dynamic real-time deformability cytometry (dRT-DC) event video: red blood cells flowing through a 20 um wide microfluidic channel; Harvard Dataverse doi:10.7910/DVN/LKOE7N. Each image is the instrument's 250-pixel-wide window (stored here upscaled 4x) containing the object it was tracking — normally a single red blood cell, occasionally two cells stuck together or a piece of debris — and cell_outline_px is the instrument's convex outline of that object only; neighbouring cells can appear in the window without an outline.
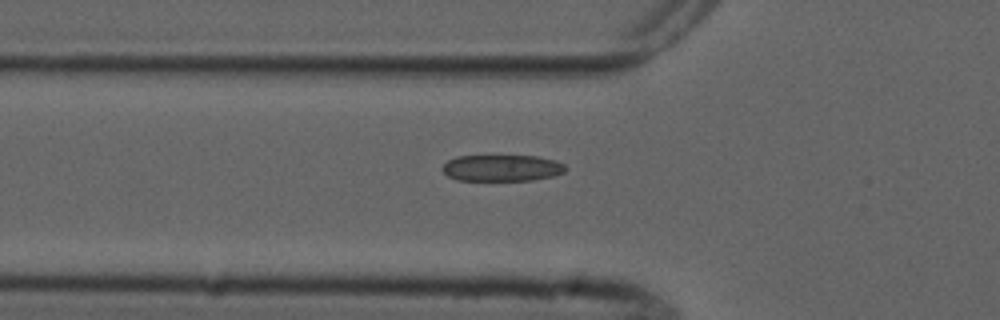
{"species": "common noctule bat (a hibernating species)", "species_latin": "Nyctalus noctula", "temperature_condition": "cold", "stored_images_in_passage": 6, "camera_frame_rate_fps": 3000, "um_per_image_px": 0.085, "animal": {"sex": "male", "forearm_length_mm": 52.5}, "frame": {"image": 1, "passage_image": 6, "time_ms": 6.667, "image_size_px": [1000, 320], "cell_outline_px": [[568, 168], [564, 172], [552, 176], [532, 180], [456, 180], [448, 176], [440, 168], [448, 160], [456, 156], [536, 156], [556, 160], [564, 164]], "centroid_in_image_um": [42.66, 14.27], "position_along_channel_um": 83.1, "area_um2": 19.02}}